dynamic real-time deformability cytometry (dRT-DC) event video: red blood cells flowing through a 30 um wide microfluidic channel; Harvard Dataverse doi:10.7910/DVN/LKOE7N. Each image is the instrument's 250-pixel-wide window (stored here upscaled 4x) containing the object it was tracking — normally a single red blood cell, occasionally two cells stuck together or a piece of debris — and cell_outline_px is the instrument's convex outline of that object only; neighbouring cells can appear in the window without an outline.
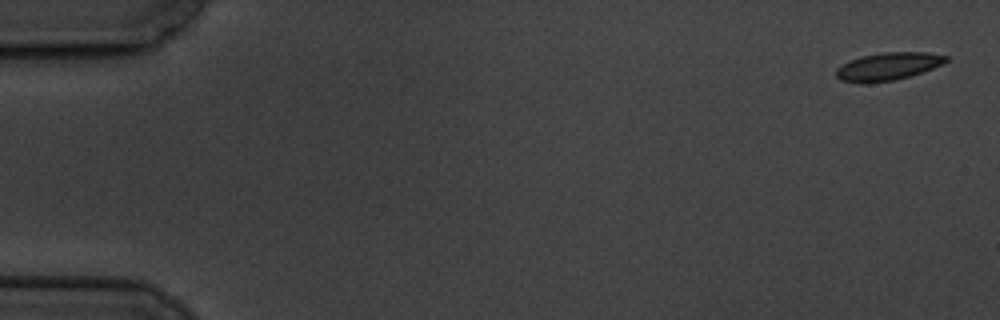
{"species": "common noctule bat (a hibernating species)", "species_latin": "Nyctalus noctula", "temperature_condition": "cold", "stored_images_in_passage": 5, "camera_frame_rate_fps": 3000, "um_per_image_px": 0.085, "animal": {"sex": "male", "body_mass_g": 19.5, "forearm_length_mm": 54.6}, "frame": {"image": 1, "passage_image": 1, "time_ms": 0.0, "image_size_px": [1000, 320], "cell_outline_px": [[948, 60], [932, 68], [908, 76], [892, 80], [868, 84], [860, 84], [840, 80], [836, 76], [836, 68], [860, 56], [884, 52], [928, 52], [948, 56]], "centroid_in_image_um": [75.44, 5.65], "position_along_channel_um": 9.6, "area_um2": 17.63}}
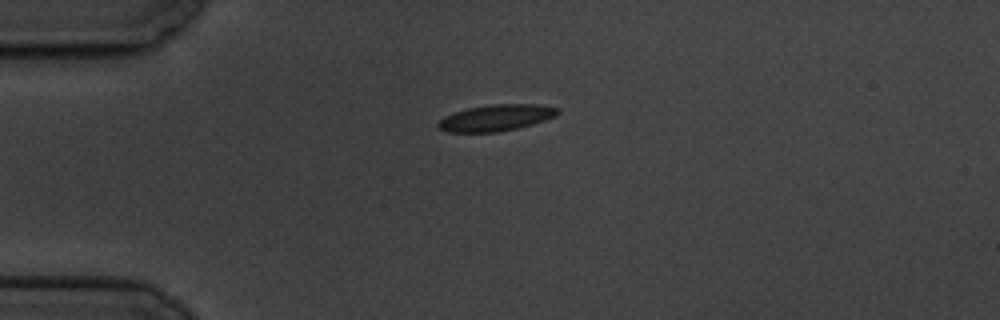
{"frame": {"image": 2, "passage_image": 4, "time_ms": 4.333, "image_size_px": [1000, 320], "cell_outline_px": [[560, 112], [556, 116], [532, 124], [516, 128], [496, 132], [448, 132], [440, 128], [436, 124], [444, 116], [452, 112], [468, 108], [492, 104], [536, 104], [560, 108]], "centroid_in_image_um": [42.16, 10.0], "position_along_channel_um": 42.8, "area_um2": 18.32}}